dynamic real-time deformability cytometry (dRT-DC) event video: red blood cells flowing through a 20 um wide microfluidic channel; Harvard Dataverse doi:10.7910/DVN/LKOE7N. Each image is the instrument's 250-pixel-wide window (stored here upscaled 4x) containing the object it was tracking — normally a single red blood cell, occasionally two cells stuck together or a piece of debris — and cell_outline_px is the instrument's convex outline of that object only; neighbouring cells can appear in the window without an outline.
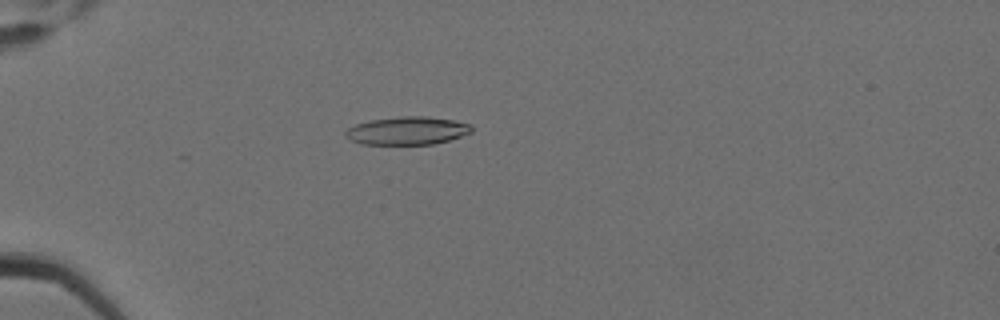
{"species": "Egyptian fruit bat (a non-hibernating species)", "species_latin": "Rousettus aegyptiacus", "temperature_condition": "cold", "stored_images_in_passage": 8, "camera_frame_rate_fps": 3000, "um_per_image_px": 0.085, "animal": {"sex": "female"}, "frame": {"image": 1, "passage_image": 6, "time_ms": 1.667, "image_size_px": [1000, 320], "cell_outline_px": [[472, 132], [448, 140], [432, 144], [360, 144], [344, 136], [344, 132], [348, 128], [356, 124], [372, 120], [400, 116], [428, 116], [452, 120], [472, 124]], "centroid_in_image_um": [34.61, 11.1], "position_along_channel_um": 50.4, "area_um2": 20.52}}
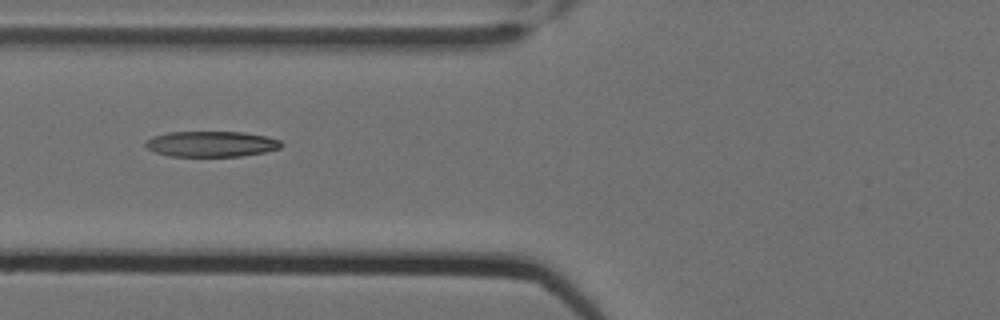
{"frame": {"image": 2, "passage_image": 8, "time_ms": 2.333, "image_size_px": [1000, 320], "cell_outline_px": [[284, 144], [280, 148], [264, 152], [240, 156], [168, 156], [156, 152], [148, 148], [144, 144], [144, 140], [152, 136], [168, 132], [244, 132], [268, 136], [280, 140]], "centroid_in_image_um": [17.96, 12.23], "position_along_channel_um": 107.8, "area_um2": 20.4}}